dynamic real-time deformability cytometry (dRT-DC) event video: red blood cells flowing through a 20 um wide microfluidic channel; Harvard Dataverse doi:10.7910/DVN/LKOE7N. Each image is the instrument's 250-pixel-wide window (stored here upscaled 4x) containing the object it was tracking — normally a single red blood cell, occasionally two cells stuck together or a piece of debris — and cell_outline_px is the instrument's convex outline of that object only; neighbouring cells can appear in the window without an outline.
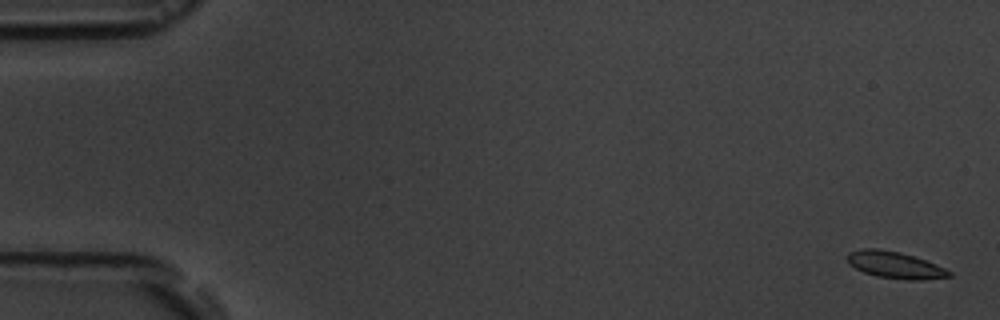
{"species": "common noctule bat (a hibernating species)", "species_latin": "Nyctalus noctula", "temperature_condition": "room temperature", "stored_images_in_passage": 11, "camera_frame_rate_fps": 3000, "um_per_image_px": 0.085, "animal": {"sex": "male", "body_mass_g": 19.5, "forearm_length_mm": 54.6}, "frame": {"image": 1, "passage_image": 1, "time_ms": 0.0, "image_size_px": [1000, 320], "cell_outline_px": [[952, 276], [924, 280], [908, 280], [876, 276], [864, 272], [848, 264], [848, 252], [860, 248], [876, 248], [900, 252], [936, 264], [952, 272]], "centroid_in_image_um": [76.07, 22.52], "position_along_channel_um": 8.9, "area_um2": 15.84}}
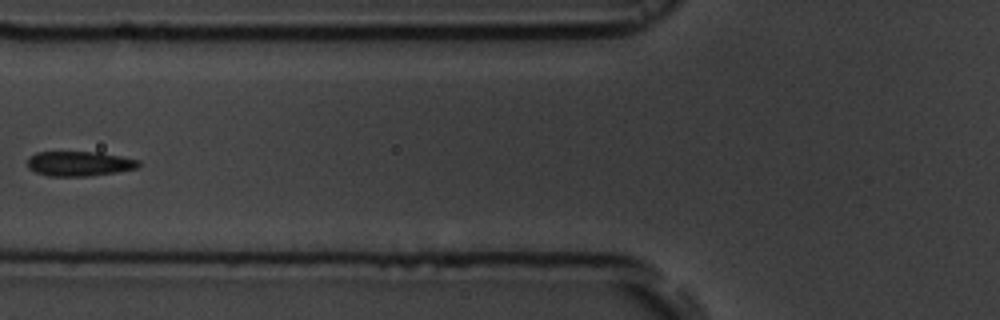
{"frame": {"image": 2, "passage_image": 7, "time_ms": 7.0, "image_size_px": [1000, 320], "cell_outline_px": [[140, 164], [136, 168], [116, 172], [88, 176], [48, 176], [36, 172], [28, 168], [28, 156], [36, 152], [100, 152], [140, 160]], "centroid_in_image_um": [6.72, 13.9], "position_along_channel_um": 119.1, "area_um2": 16.07}}
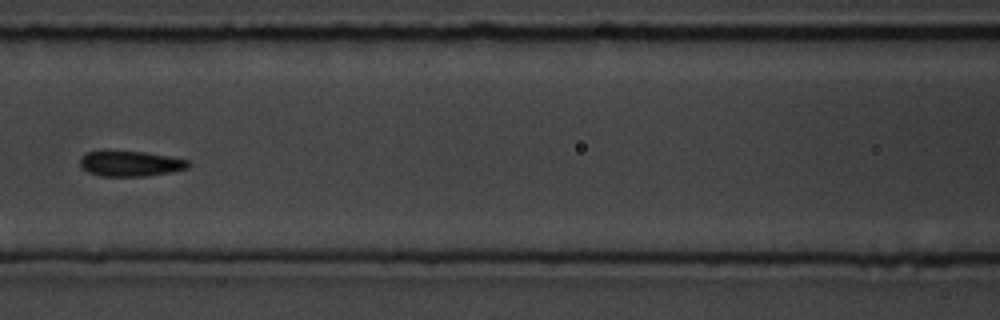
{"frame": {"image": 3, "passage_image": 8, "time_ms": 8.0, "image_size_px": [1000, 320], "cell_outline_px": [[192, 164], [188, 168], [168, 172], [144, 176], [100, 176], [88, 172], [80, 168], [80, 156], [88, 152], [144, 152], [168, 156], [188, 160]], "centroid_in_image_um": [11.07, 13.92], "position_along_channel_um": 155.5, "area_um2": 15.78}}